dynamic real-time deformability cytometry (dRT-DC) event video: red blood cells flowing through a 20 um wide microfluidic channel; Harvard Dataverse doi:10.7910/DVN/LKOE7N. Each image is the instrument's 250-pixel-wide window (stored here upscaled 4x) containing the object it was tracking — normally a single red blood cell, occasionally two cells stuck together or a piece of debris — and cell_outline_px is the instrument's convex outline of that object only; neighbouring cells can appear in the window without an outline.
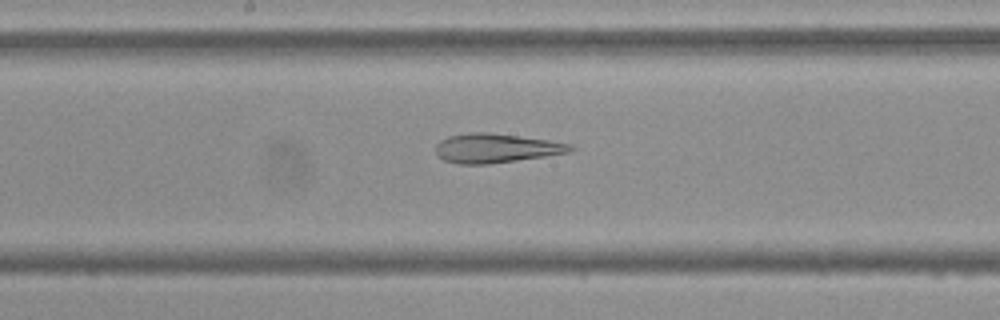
{"species": "Egyptian fruit bat (a non-hibernating species)", "species_latin": "Rousettus aegyptiacus", "temperature_condition": "cold", "stored_images_in_passage": 54, "camera_frame_rate_fps": 3000, "um_per_image_px": 0.085, "frame": {"image": 1, "passage_image": 28, "time_ms": 9.0, "image_size_px": [1000, 320], "cell_outline_px": [[576, 148], [572, 152], [488, 164], [460, 164], [444, 160], [436, 156], [436, 144], [440, 140], [448, 136], [472, 132], [488, 132], [548, 140], [572, 144]], "centroid_in_image_um": [42.15, 12.59], "position_along_channel_um": 206.1, "area_um2": 22.89}}
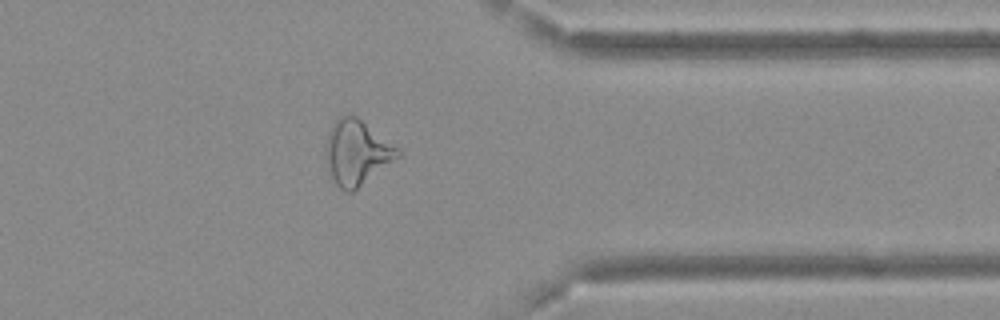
{"frame": {"image": 2, "passage_image": 43, "time_ms": 14.0, "image_size_px": [1000, 320], "cell_outline_px": [[400, 156], [352, 192], [344, 192], [336, 184], [328, 168], [324, 152], [324, 148], [332, 124], [344, 112], [356, 116], [400, 148]], "centroid_in_image_um": [30.31, 12.94], "position_along_channel_um": 381.1, "area_um2": 27.17}}
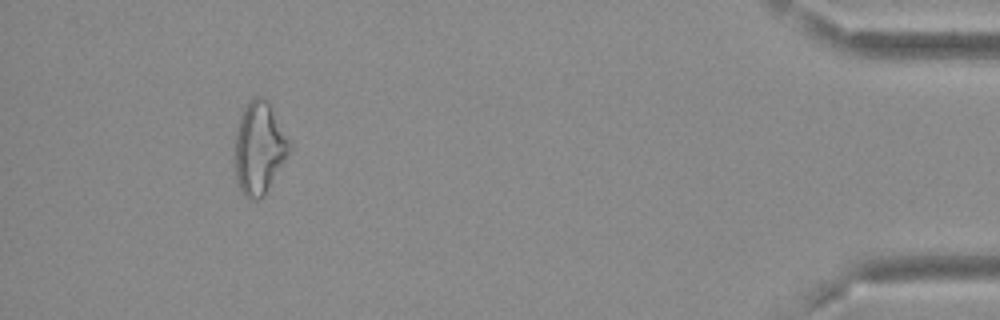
{"frame": {"image": 3, "passage_image": 50, "time_ms": 16.333, "image_size_px": [1000, 320], "cell_outline_px": [[292, 144], [288, 152], [264, 196], [260, 200], [248, 200], [240, 192], [236, 180], [232, 152], [236, 128], [240, 116], [248, 100], [256, 96], [264, 96], [268, 100]], "centroid_in_image_um": [21.97, 12.59], "position_along_channel_um": 413.2, "area_um2": 30.0}, "authors_computed_cell_mechanics": {"area_um2": 27.5128, "velocity_mm_per_s": 3.7027, "shape_relaxation_time_tau1_ms": null, "shape_relaxation_time_tau2_ms": 4.3935, "deformation_change_tau1": null, "deformation_change_tau2": 0.1463}}